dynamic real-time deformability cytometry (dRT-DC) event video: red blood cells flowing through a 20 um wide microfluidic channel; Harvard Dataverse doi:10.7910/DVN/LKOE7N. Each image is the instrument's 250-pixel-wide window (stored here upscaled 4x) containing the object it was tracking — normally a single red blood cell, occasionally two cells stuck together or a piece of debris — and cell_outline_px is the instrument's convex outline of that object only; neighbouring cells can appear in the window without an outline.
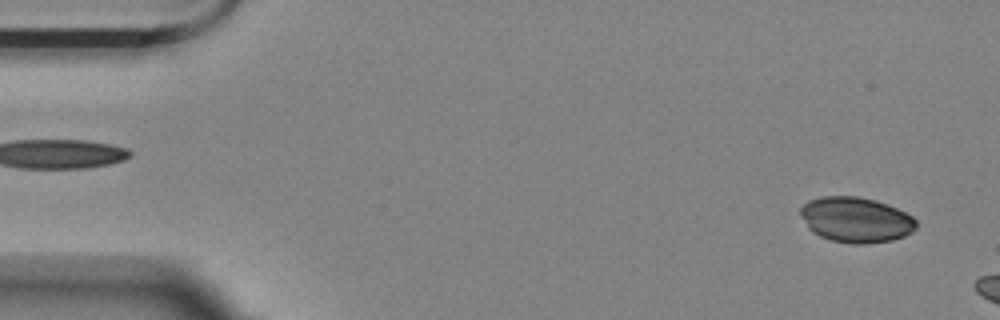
{"species": "Egyptian fruit bat (a non-hibernating species)", "species_latin": "Rousettus aegyptiacus", "temperature_condition": "room temperature", "stored_images_in_passage": 9, "camera_frame_rate_fps": 3000, "um_per_image_px": 0.085, "animal": {"sex": "female"}, "frame": {"image": 1, "passage_image": 2, "time_ms": 0.333, "image_size_px": [1000, 320], "cell_outline_px": [[916, 228], [900, 236], [888, 240], [832, 240], [816, 232], [808, 224], [800, 212], [800, 208], [804, 204], [812, 200], [828, 196], [852, 196], [872, 200], [896, 208], [912, 216], [916, 220]], "centroid_in_image_um": [72.76, 18.61], "position_along_channel_um": 12.2, "area_um2": 28.32}}